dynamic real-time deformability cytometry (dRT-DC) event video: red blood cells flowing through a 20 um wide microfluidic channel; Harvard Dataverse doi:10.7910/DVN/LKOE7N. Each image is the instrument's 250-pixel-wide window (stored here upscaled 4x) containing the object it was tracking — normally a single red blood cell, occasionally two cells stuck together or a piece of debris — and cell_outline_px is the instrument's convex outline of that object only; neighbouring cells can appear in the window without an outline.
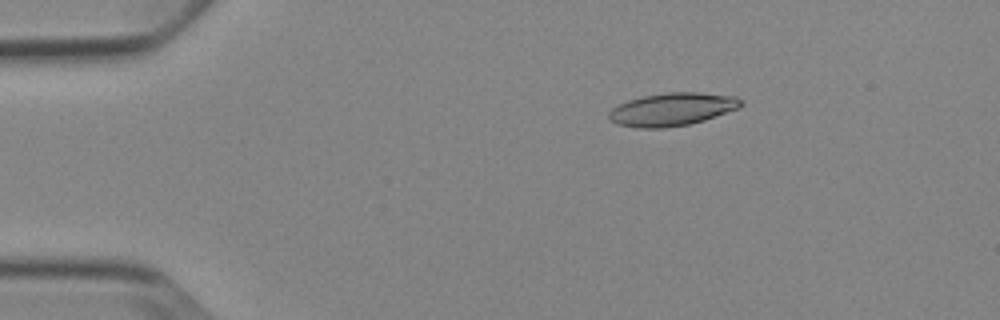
{"species": "Egyptian fruit bat (a non-hibernating species)", "species_latin": "Rousettus aegyptiacus", "temperature_condition": "cold", "stored_images_in_passage": 44, "camera_frame_rate_fps": 3000, "um_per_image_px": 0.085, "animal": {"sex": "female"}, "frame": {"image": 1, "passage_image": 1, "time_ms": 0.0, "image_size_px": [1000, 320], "cell_outline_px": [[744, 104], [740, 108], [704, 120], [688, 124], [664, 128], [640, 128], [616, 124], [608, 120], [608, 112], [612, 108], [628, 100], [644, 96], [668, 92], [700, 92], [736, 96], [744, 100]], "centroid_in_image_um": [57.15, 9.29], "position_along_channel_um": 27.8, "area_um2": 25.55}}
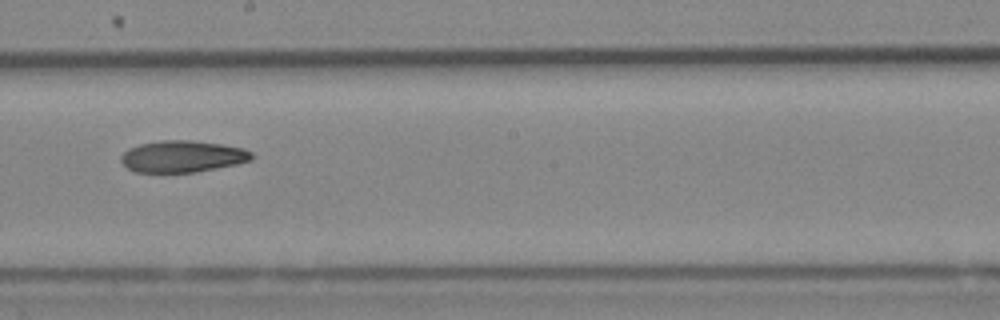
{"frame": {"image": 2, "passage_image": 22, "time_ms": 7.0, "image_size_px": [1000, 320], "cell_outline_px": [[252, 160], [236, 164], [196, 172], [136, 172], [128, 168], [120, 160], [120, 156], [128, 148], [140, 144], [160, 140], [192, 140], [220, 144], [244, 148], [252, 152]], "centroid_in_image_um": [15.5, 13.29], "position_along_channel_um": 232.7, "area_um2": 24.1}}
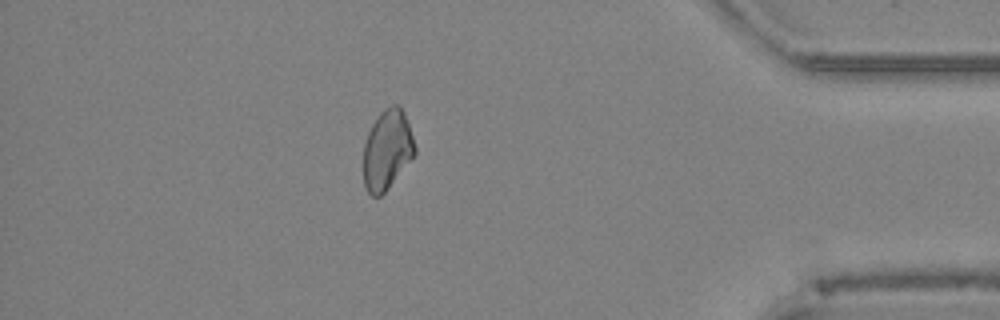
{"frame": {"image": 3, "passage_image": 38, "time_ms": 12.333, "image_size_px": [1000, 320], "cell_outline_px": [[416, 152], [388, 188], [380, 196], [372, 196], [364, 188], [364, 144], [368, 132], [372, 124], [380, 112], [384, 108], [392, 104], [400, 104], [404, 112], [416, 148]], "centroid_in_image_um": [32.89, 12.71], "position_along_channel_um": 402.3, "area_um2": 23.7}}